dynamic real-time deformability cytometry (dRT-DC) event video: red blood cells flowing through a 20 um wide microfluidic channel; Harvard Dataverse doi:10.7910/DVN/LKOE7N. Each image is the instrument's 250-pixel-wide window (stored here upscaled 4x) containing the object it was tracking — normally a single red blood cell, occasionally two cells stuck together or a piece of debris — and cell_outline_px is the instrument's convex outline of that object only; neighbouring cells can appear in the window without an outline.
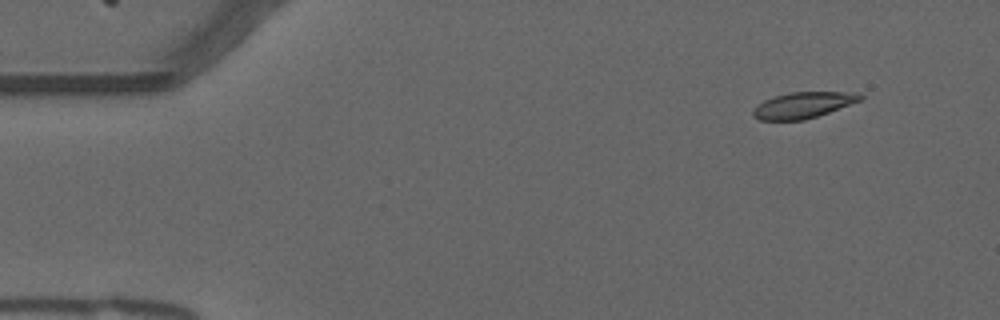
{"species": "common noctule bat (a hibernating species)", "species_latin": "Nyctalus noctula", "temperature_condition": "warm", "stored_images_in_passage": 51, "camera_frame_rate_fps": 3000, "um_per_image_px": 0.085, "animal": {"sex": "male", "forearm_length_mm": 52.5}, "frame": {"image": 1, "passage_image": 1, "time_ms": 0.0, "image_size_px": [1000, 320], "cell_outline_px": [[864, 100], [804, 120], [760, 120], [752, 116], [752, 112], [764, 100], [788, 92], [856, 92], [864, 96]], "centroid_in_image_um": [68.32, 8.93], "position_along_channel_um": 16.7, "area_um2": 16.18}}
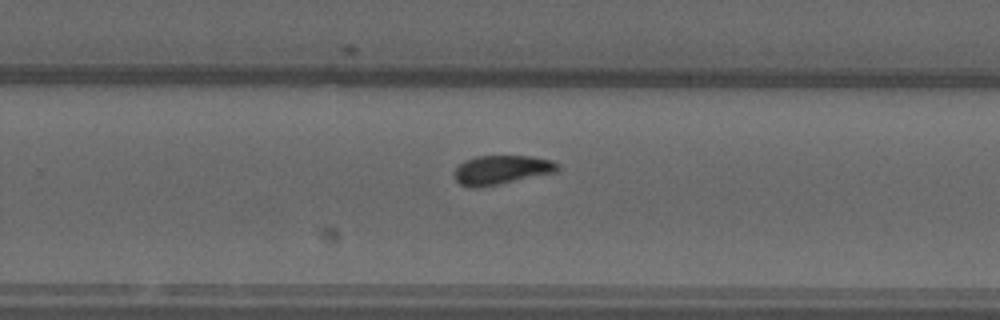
{"frame": {"image": 2, "passage_image": 31, "time_ms": 10.0, "image_size_px": [1000, 320], "cell_outline_px": [[556, 172], [484, 188], [468, 188], [460, 184], [452, 176], [452, 172], [464, 160], [476, 156], [528, 156], [552, 160], [556, 164]], "centroid_in_image_um": [42.53, 14.46], "position_along_channel_um": 287.3, "area_um2": 17.74}}
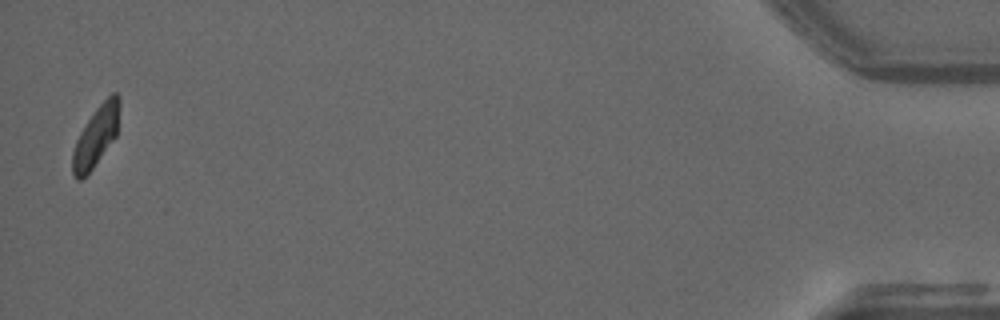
{"frame": {"image": 3, "passage_image": 50, "time_ms": 16.333, "image_size_px": [1000, 320], "cell_outline_px": [[120, 104], [116, 136], [92, 168], [80, 180], [76, 180], [72, 172], [72, 152], [76, 140], [80, 132], [96, 108], [112, 92], [116, 92], [120, 96]], "centroid_in_image_um": [8.16, 11.56], "position_along_channel_um": 427.0, "area_um2": 16.24}, "authors_computed_cell_mechanics": {"area_um2": 17.34, "velocity_mm_per_s": 3.7116, "shape_relaxation_time_tau1_ms": 5.9764, "shape_relaxation_time_tau2_ms": 2.8454, "deformation_change_tau1": 0.1811, "deformation_change_tau2": 0.0636}}